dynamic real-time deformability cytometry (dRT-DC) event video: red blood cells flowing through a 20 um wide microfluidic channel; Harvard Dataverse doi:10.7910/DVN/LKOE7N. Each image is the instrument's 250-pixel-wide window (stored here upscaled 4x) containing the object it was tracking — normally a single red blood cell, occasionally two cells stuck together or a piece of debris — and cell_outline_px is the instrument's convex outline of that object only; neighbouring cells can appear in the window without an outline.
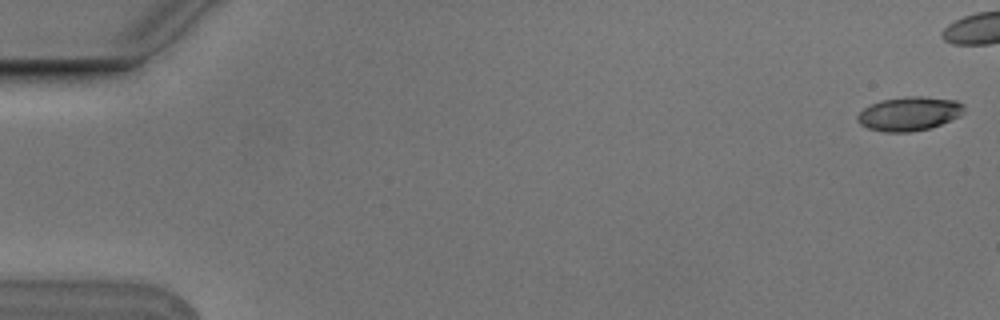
{"species": "Egyptian fruit bat (a non-hibernating species)", "species_latin": "Rousettus aegyptiacus", "temperature_condition": "cold", "stored_images_in_passage": 3, "camera_frame_rate_fps": 3000, "um_per_image_px": 0.085, "animal": {"sex": "male"}, "frame": {"image": 1, "passage_image": 1, "time_ms": 0.0, "image_size_px": [1000, 320], "cell_outline_px": [[964, 108], [960, 116], [940, 124], [928, 128], [912, 132], [884, 132], [868, 128], [860, 124], [856, 120], [856, 116], [864, 108], [880, 100], [912, 96], [920, 96], [956, 100], [964, 104]], "centroid_in_image_um": [77.27, 9.67], "position_along_channel_um": 7.7, "area_um2": 20.98}}